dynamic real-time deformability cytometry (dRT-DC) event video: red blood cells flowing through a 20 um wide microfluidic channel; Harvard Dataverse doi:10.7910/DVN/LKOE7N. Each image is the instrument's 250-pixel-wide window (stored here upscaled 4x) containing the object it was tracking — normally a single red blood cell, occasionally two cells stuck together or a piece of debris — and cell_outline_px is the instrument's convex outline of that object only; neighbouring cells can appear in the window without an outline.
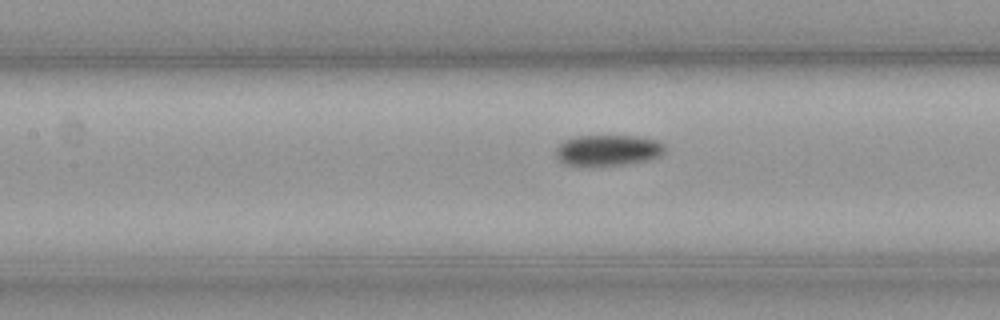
{"species": "common noctule bat (a hibernating species)", "species_latin": "Nyctalus noctula", "temperature_condition": "cold", "stored_images_in_passage": 12, "camera_frame_rate_fps": 3000, "um_per_image_px": 0.085, "animal": {"sex": "male", "body_mass_g": 23.1, "forearm_length_mm": 52.7}, "frame": {"image": 1, "passage_image": 9, "time_ms": 2.667, "image_size_px": [1000, 320], "cell_outline_px": [[664, 152], [660, 156], [648, 160], [620, 164], [564, 164], [556, 156], [556, 148], [564, 140], [576, 136], [636, 136], [656, 140], [664, 144]], "centroid_in_image_um": [51.69, 12.74], "position_along_channel_um": 155.7, "area_um2": 19.13}}